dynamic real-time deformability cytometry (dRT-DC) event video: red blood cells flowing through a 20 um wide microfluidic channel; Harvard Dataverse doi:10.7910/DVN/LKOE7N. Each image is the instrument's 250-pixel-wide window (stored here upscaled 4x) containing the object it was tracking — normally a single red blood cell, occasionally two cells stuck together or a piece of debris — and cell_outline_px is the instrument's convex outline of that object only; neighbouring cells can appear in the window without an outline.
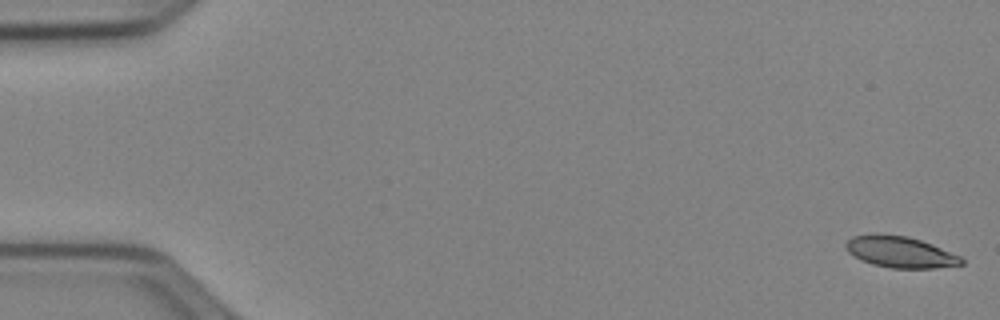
{"species": "Egyptian fruit bat (a non-hibernating species)", "species_latin": "Rousettus aegyptiacus", "temperature_condition": "cold", "stored_images_in_passage": 13, "camera_frame_rate_fps": 3000, "um_per_image_px": 0.085, "animal": {"sex": "female"}, "frame": {"image": 1, "passage_image": 1, "time_ms": 0.0, "image_size_px": [1000, 320], "cell_outline_px": [[964, 264], [936, 268], [892, 268], [872, 264], [848, 252], [844, 248], [844, 244], [852, 236], [904, 236], [920, 240], [932, 244], [960, 256], [964, 260]], "centroid_in_image_um": [76.57, 21.46], "position_along_channel_um": 8.4, "area_um2": 20.35}}